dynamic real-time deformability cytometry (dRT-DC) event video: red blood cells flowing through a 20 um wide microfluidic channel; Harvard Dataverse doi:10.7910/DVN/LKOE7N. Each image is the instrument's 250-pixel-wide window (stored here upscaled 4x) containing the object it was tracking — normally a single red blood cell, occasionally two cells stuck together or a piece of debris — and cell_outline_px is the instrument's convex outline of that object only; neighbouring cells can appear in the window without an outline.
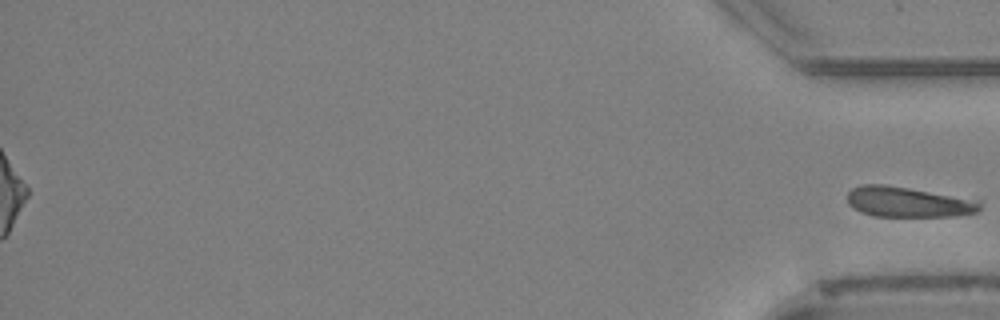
{"species": "Egyptian fruit bat (a non-hibernating species)", "species_latin": "Rousettus aegyptiacus", "temperature_condition": "cold", "stored_images_in_passage": 54, "segment_of_instrument_passage": [2, 2], "camera_frame_rate_fps": 3000, "um_per_image_px": 0.085, "animal": {"sex": "female"}, "frame": {"image": 1, "passage_image": 54, "time_ms": 17.667, "image_size_px": [1000, 320], "cell_outline_px": [[984, 200], [980, 208], [976, 212], [952, 216], [872, 216], [860, 212], [852, 208], [848, 204], [848, 192], [852, 188], [860, 184], [884, 184]], "centroid_in_image_um": [77.2, 17.16], "position_along_channel_um": 358.0, "area_um2": 23.7}}